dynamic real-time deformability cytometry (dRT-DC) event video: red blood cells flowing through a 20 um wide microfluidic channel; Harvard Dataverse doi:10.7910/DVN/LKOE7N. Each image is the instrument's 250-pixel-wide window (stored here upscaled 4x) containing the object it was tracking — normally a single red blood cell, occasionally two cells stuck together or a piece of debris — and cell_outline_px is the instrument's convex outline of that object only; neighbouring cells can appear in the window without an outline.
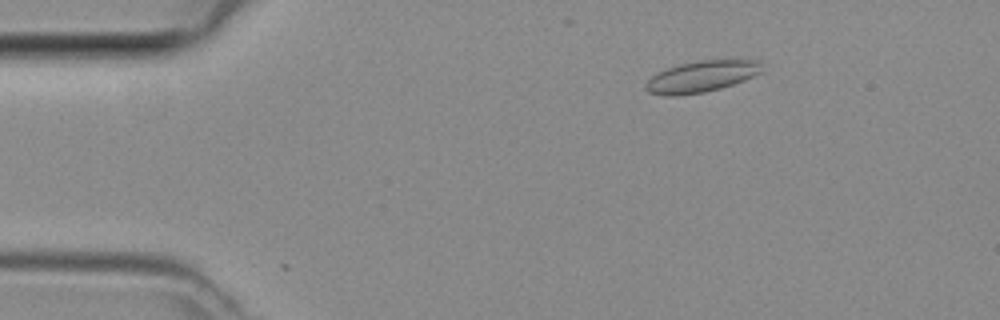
{"species": "common noctule bat (a hibernating species)", "species_latin": "Nyctalus noctula", "temperature_condition": "room temperature", "stored_images_in_passage": 12, "camera_frame_rate_fps": 3000, "um_per_image_px": 0.085, "animal": {"sex": "female", "body_mass_g": 29.2, "forearm_length_mm": 56.3}, "frame": {"image": 1, "passage_image": 5, "time_ms": 1.333, "image_size_px": [1000, 320], "cell_outline_px": [[760, 72], [744, 80], [720, 88], [704, 92], [676, 96], [664, 96], [648, 92], [644, 88], [644, 84], [652, 76], [668, 68], [680, 64], [700, 60], [760, 60]], "centroid_in_image_um": [59.57, 6.52], "position_along_channel_um": 25.4, "area_um2": 20.92}}
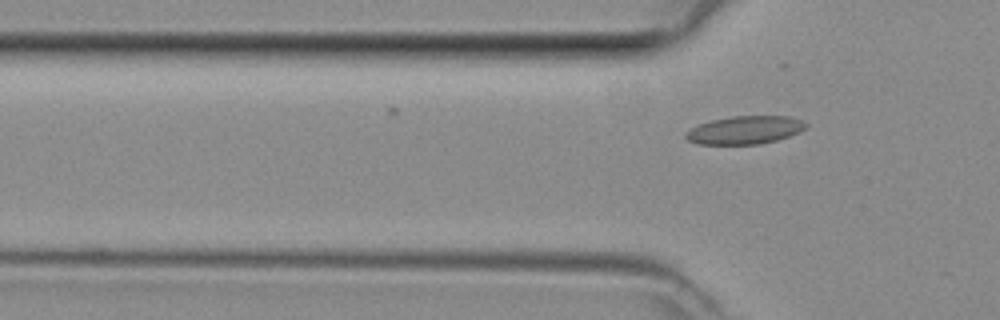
{"frame": {"image": 2, "passage_image": 12, "time_ms": 3.667, "image_size_px": [1000, 320], "cell_outline_px": [[808, 124], [800, 132], [776, 140], [760, 144], [700, 144], [688, 140], [684, 136], [684, 132], [700, 124], [712, 120], [732, 116], [788, 116], [800, 120]], "centroid_in_image_um": [63.3, 11.05], "position_along_channel_um": 62.5, "area_um2": 19.48}}